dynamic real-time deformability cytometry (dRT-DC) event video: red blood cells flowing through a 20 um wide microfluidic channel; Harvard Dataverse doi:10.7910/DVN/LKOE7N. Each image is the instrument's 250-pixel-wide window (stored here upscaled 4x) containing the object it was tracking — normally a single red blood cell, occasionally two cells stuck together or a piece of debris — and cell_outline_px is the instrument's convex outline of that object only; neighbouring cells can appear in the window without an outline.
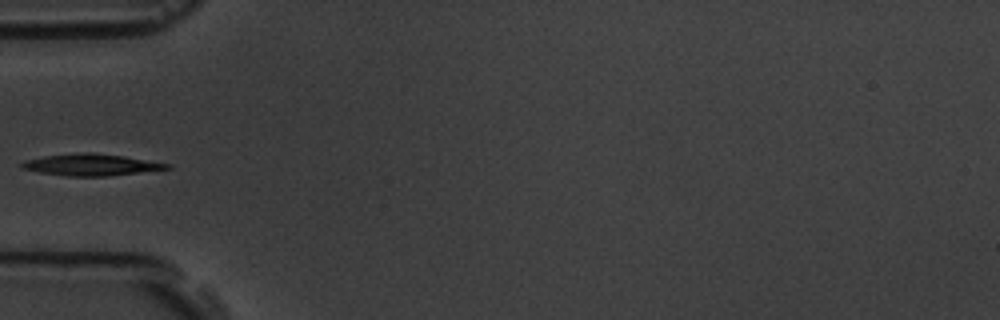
{"species": "common noctule bat (a hibernating species)", "species_latin": "Nyctalus noctula", "temperature_condition": "room temperature", "stored_images_in_passage": 6, "camera_frame_rate_fps": 3000, "um_per_image_px": 0.085, "animal": {"sex": "male", "body_mass_g": 19.5, "forearm_length_mm": 54.6}, "frame": {"image": 1, "passage_image": 5, "time_ms": 4.667, "image_size_px": [1000, 320], "cell_outline_px": [[172, 168], [108, 176], [68, 176], [40, 172], [20, 168], [20, 164], [24, 160], [44, 156], [84, 152], [92, 152], [124, 156], [172, 164]], "centroid_in_image_um": [7.75, 14.0], "position_along_channel_um": 77.3, "area_um2": 18.26}}
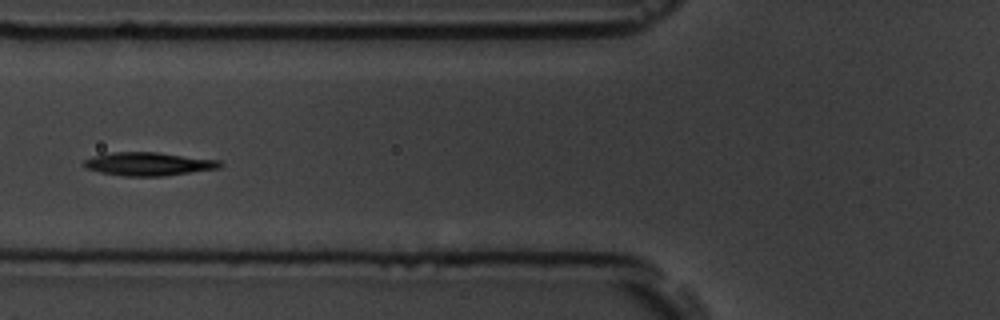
{"frame": {"image": 2, "passage_image": 6, "time_ms": 5.667, "image_size_px": [1000, 320], "cell_outline_px": [[224, 164], [220, 168], [164, 176], [120, 176], [100, 172], [88, 168], [84, 164], [84, 160], [92, 156], [112, 152], [156, 152], [220, 160]], "centroid_in_image_um": [12.66, 13.93], "position_along_channel_um": 113.1, "area_um2": 18.5}}